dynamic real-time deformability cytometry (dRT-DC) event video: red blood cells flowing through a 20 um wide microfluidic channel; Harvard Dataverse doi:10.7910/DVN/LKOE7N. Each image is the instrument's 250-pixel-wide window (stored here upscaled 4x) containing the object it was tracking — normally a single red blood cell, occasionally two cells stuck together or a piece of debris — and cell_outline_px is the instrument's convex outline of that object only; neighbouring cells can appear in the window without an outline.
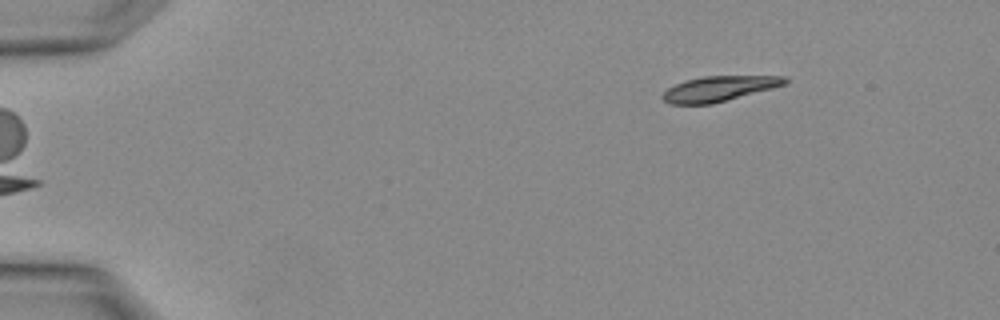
{"species": "Egyptian fruit bat (a non-hibernating species)", "species_latin": "Rousettus aegyptiacus", "temperature_condition": "warm", "stored_images_in_passage": 3, "camera_frame_rate_fps": 3000, "um_per_image_px": 0.085, "animal": {"sex": "female"}, "frame": {"image": 1, "passage_image": 3, "time_ms": 0.667, "image_size_px": [1000, 320], "cell_outline_px": [[788, 84], [712, 104], [668, 104], [660, 96], [668, 88], [684, 80], [704, 76], [788, 76]], "centroid_in_image_um": [61.13, 7.53], "position_along_channel_um": 23.9, "area_um2": 18.03}}